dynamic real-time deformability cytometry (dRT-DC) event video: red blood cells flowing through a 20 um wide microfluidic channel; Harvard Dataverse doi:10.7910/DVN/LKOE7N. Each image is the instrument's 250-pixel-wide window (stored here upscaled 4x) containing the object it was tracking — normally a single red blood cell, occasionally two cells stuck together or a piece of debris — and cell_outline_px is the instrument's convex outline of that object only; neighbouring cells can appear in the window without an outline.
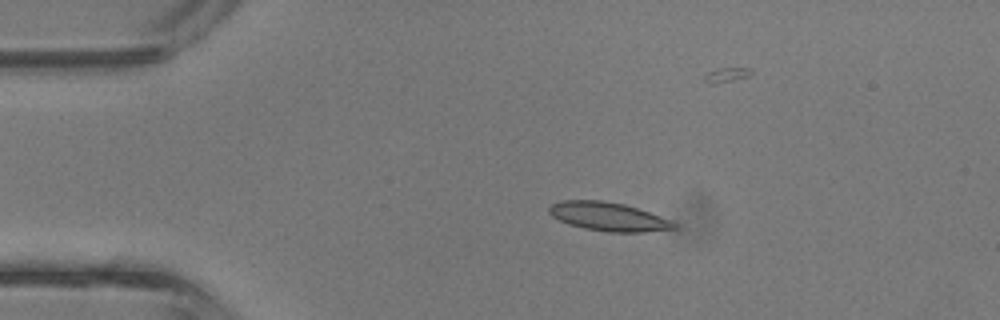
{"species": "common noctule bat (a hibernating species)", "species_latin": "Nyctalus noctula", "temperature_condition": "room temperature", "stored_images_in_passage": 3, "camera_frame_rate_fps": 3000, "um_per_image_px": 0.085, "animal": {"sex": "male", "body_mass_g": 13.3}, "frame": {"image": 1, "passage_image": 2, "time_ms": 0.333, "image_size_px": [1000, 320], "cell_outline_px": [[676, 228], [644, 232], [608, 232], [584, 228], [568, 224], [552, 216], [548, 212], [548, 208], [552, 204], [560, 200], [604, 200], [624, 204], [648, 212], [668, 220], [676, 224]], "centroid_in_image_um": [51.64, 18.4], "position_along_channel_um": 33.4, "area_um2": 20.63}}